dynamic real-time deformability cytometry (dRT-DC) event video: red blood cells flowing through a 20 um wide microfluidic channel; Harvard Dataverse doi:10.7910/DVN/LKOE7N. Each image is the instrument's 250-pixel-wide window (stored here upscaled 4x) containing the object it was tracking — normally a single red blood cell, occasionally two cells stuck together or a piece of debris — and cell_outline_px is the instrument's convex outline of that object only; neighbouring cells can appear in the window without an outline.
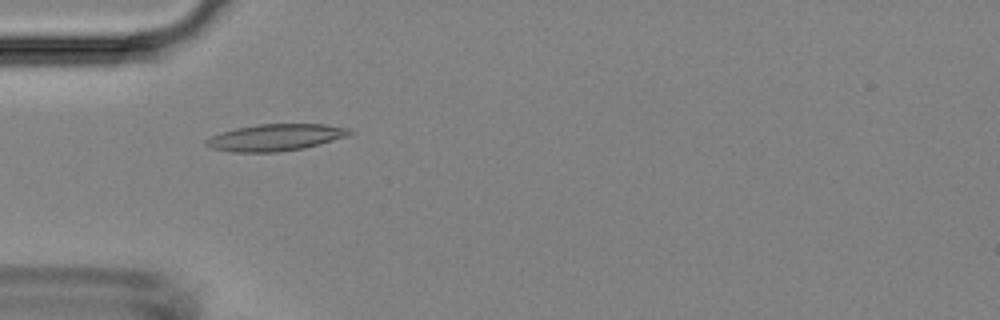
{"species": "Egyptian fruit bat (a non-hibernating species)", "species_latin": "Rousettus aegyptiacus", "temperature_condition": "room temperature", "stored_images_in_passage": 4, "camera_frame_rate_fps": 3000, "um_per_image_px": 0.085, "animal": {"sex": "female"}, "frame": {"image": 1, "passage_image": 4, "time_ms": 3.667, "image_size_px": [1000, 320], "cell_outline_px": [[352, 132], [348, 136], [320, 144], [304, 148], [276, 152], [232, 152], [212, 148], [204, 144], [204, 140], [212, 136], [236, 128], [260, 124], [324, 124], [348, 128]], "centroid_in_image_um": [23.42, 11.68], "position_along_channel_um": 61.6, "area_um2": 22.2}}